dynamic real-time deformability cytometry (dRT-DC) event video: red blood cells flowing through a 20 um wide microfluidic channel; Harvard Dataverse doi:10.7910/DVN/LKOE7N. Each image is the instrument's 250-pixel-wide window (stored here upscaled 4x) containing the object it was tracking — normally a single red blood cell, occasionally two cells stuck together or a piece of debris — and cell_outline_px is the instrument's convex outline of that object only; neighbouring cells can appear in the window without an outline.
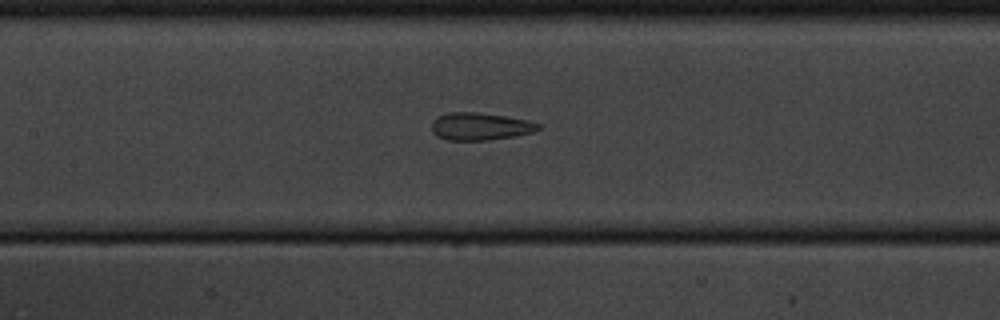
{"species": "common noctule bat (a hibernating species)", "species_latin": "Nyctalus noctula", "temperature_condition": "cold", "stored_images_in_passage": 38, "camera_frame_rate_fps": 3000, "um_per_image_px": 0.085, "animal": {"sex": "male", "body_mass_g": 20.1, "forearm_length_mm": 53.5}, "frame": {"image": 1, "passage_image": 7, "time_ms": 2.0, "image_size_px": [1000, 320], "cell_outline_px": [[540, 128], [532, 132], [516, 136], [488, 140], [448, 140], [436, 136], [432, 132], [432, 120], [436, 116], [448, 112], [476, 112], [504, 116], [528, 120], [540, 124]], "centroid_in_image_um": [40.77, 10.74], "position_along_channel_um": 166.6, "area_um2": 17.17}}
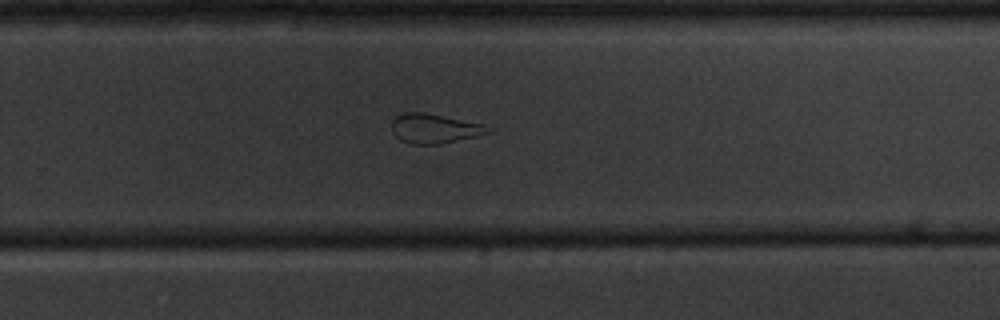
{"frame": {"image": 2, "passage_image": 18, "time_ms": 5.667, "image_size_px": [1000, 320], "cell_outline_px": [[492, 132], [476, 136], [440, 144], [412, 144], [400, 140], [392, 132], [392, 120], [396, 116], [404, 112], [420, 112], [484, 124], [492, 128]], "centroid_in_image_um": [36.92, 10.93], "position_along_channel_um": 292.9, "area_um2": 16.42}}
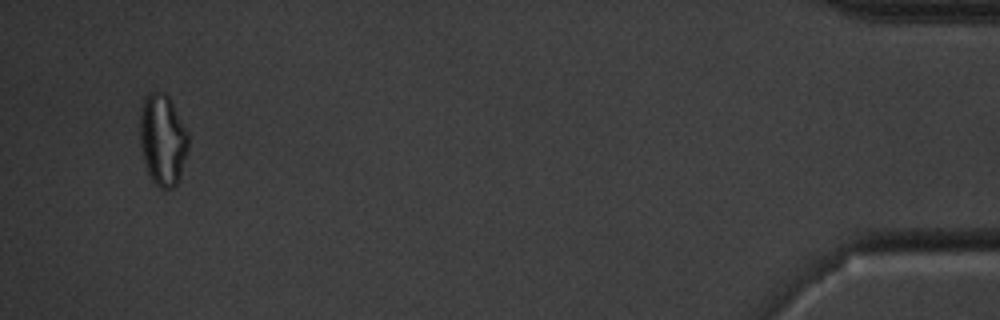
{"frame": {"image": 3, "passage_image": 36, "time_ms": 11.667, "image_size_px": [1000, 320], "cell_outline_px": [[188, 148], [180, 176], [176, 184], [172, 188], [160, 188], [152, 180], [148, 172], [144, 160], [140, 144], [140, 112], [144, 96], [148, 92], [164, 92], [168, 96], [188, 132]], "centroid_in_image_um": [13.81, 11.86], "position_along_channel_um": 421.4, "area_um2": 25.61}, "authors_computed_cell_mechanics": {"area_um2": 17.7735, "velocity_mm_per_s": 3.4539, "shape_relaxation_time_tau1_ms": null, "shape_relaxation_time_tau2_ms": 1.7354, "deformation_change_tau1": null, "deformation_change_tau2": 0.0566}}